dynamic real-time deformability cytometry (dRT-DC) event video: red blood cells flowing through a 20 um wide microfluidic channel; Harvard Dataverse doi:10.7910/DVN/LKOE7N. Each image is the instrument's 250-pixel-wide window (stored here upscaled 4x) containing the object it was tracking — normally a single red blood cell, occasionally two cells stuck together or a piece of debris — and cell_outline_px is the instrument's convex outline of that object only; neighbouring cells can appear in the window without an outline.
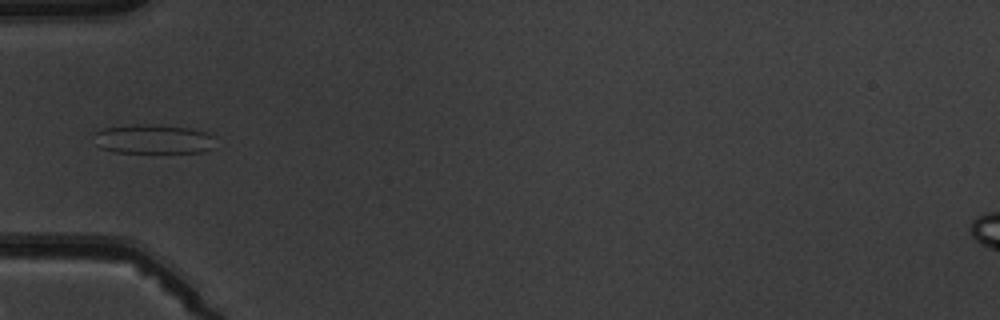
{"species": "common noctule bat (a hibernating species)", "species_latin": "Nyctalus noctula", "temperature_condition": "warm", "stored_images_in_passage": 1, "camera_frame_rate_fps": 3000, "um_per_image_px": 0.085, "animal": {"sex": "male", "body_mass_g": 19.5, "forearm_length_mm": 54.6}, "frame": {"image": 1, "passage_image": 1, "time_ms": 0.0, "image_size_px": [1000, 320], "cell_outline_px": [[216, 148], [204, 152], [112, 152], [100, 148], [96, 144], [92, 132], [100, 128], [136, 124], [152, 124], [188, 128], [204, 132], [216, 136]], "centroid_in_image_um": [13.03, 11.82], "position_along_channel_um": 72.0, "area_um2": 21.21}}